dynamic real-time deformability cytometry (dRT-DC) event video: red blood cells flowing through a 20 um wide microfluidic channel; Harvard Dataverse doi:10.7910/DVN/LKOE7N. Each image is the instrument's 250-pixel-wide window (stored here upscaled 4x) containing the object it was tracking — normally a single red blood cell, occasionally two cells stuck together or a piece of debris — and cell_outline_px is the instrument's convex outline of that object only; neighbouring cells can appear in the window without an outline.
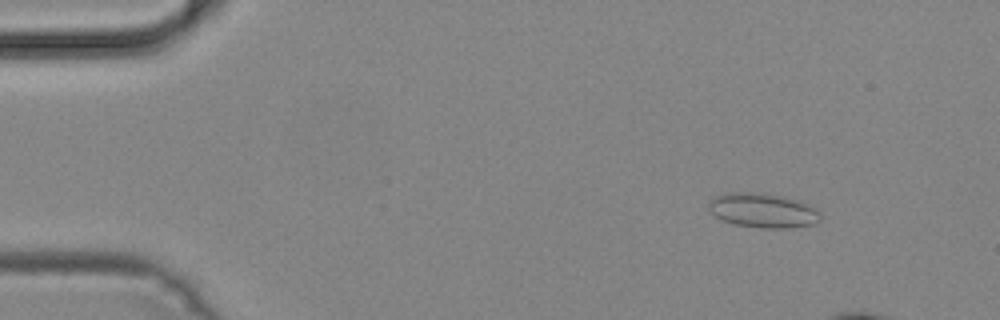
{"species": "common noctule bat (a hibernating species)", "species_latin": "Nyctalus noctula", "temperature_condition": "cold", "stored_images_in_passage": 44, "camera_frame_rate_fps": 3000, "um_per_image_px": 0.085, "animal": {"sex": "male", "body_mass_g": 19.2, "forearm_length_mm": 51.8}, "frame": {"image": 1, "passage_image": 6, "time_ms": 1.667, "image_size_px": [1000, 320], "cell_outline_px": [[820, 220], [816, 224], [788, 228], [760, 228], [736, 224], [720, 220], [708, 208], [708, 204], [712, 196], [728, 192], [760, 192], [784, 196], [800, 200], [816, 208], [820, 212]], "centroid_in_image_um": [64.85, 17.87], "position_along_channel_um": 20.1, "area_um2": 22.89}}
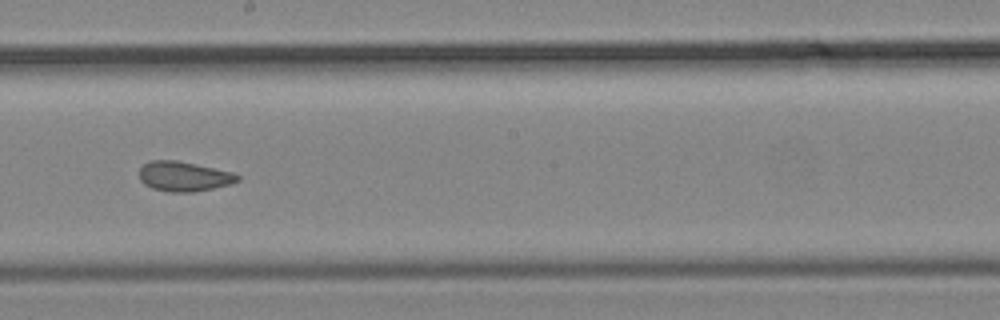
{"frame": {"image": 2, "passage_image": 28, "time_ms": 9.0, "image_size_px": [1000, 320], "cell_outline_px": [[240, 180], [232, 184], [192, 192], [168, 192], [152, 188], [144, 184], [140, 180], [140, 168], [148, 160], [176, 160], [196, 164], [232, 172], [240, 176]], "centroid_in_image_um": [15.62, 14.99], "position_along_channel_um": 232.6, "area_um2": 17.11}}
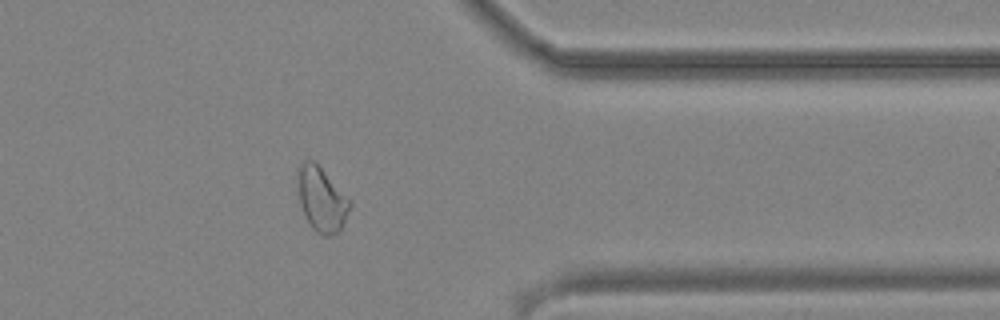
{"frame": {"image": 3, "passage_image": 40, "time_ms": 13.0, "image_size_px": [1000, 320], "cell_outline_px": [[352, 204], [344, 224], [336, 232], [328, 236], [324, 236], [316, 232], [312, 228], [300, 204], [296, 176], [296, 168], [304, 160], [312, 160], [352, 200]], "centroid_in_image_um": [27.33, 16.92], "position_along_channel_um": 384.1, "area_um2": 19.54}}